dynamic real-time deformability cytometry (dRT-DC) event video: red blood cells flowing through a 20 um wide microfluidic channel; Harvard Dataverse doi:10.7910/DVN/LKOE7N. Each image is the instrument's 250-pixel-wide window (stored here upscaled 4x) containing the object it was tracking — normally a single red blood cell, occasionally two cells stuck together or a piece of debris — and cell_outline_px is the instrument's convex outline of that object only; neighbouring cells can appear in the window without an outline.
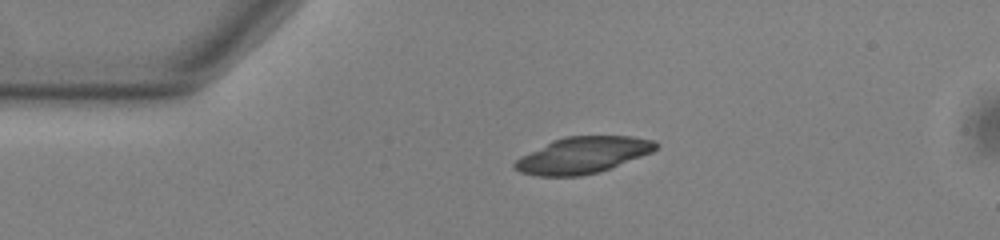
{"species": "common noctule bat (a hibernating species)", "species_latin": "Nyctalus noctula", "temperature_condition": "warm", "stored_images_in_passage": 37, "camera_frame_rate_fps": 3000, "um_per_image_px": 0.085, "animal": {"sex": "male", "body_mass_g": 13.0, "forearm_length_mm": 53.1}, "frame": {"image": 1, "passage_image": 1, "time_ms": 0.0, "image_size_px": [1000, 240], "cell_outline_px": [[656, 148], [652, 152], [600, 172], [580, 176], [536, 176], [520, 172], [512, 168], [512, 164], [520, 156], [552, 140], [564, 136], [632, 136], [652, 140], [656, 144]], "centroid_in_image_um": [49.47, 13.19], "position_along_channel_um": 35.5, "area_um2": 29.94}}
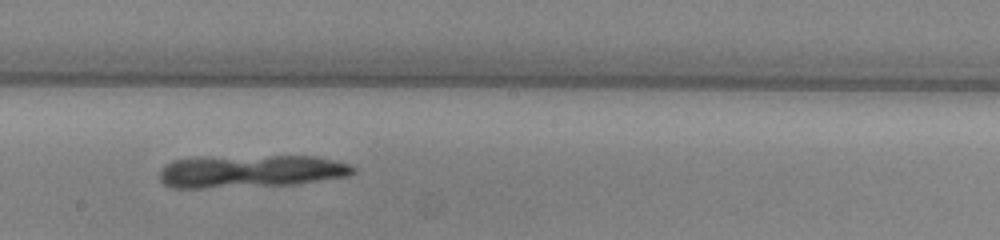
{"frame": {"image": 2, "passage_image": 19, "time_ms": 6.0, "image_size_px": [1000, 240], "cell_outline_px": [[356, 172], [348, 176], [296, 184], [204, 188], [172, 188], [164, 184], [160, 180], [160, 168], [164, 164], [172, 160], [196, 156], [316, 156], [348, 164], [356, 168]], "centroid_in_image_um": [21.24, 14.54], "position_along_channel_um": 227.0, "area_um2": 37.4}}
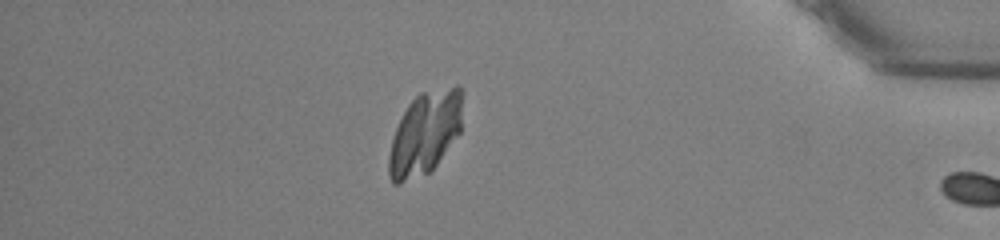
{"frame": {"image": 3, "passage_image": 36, "time_ms": 11.667, "image_size_px": [1000, 240], "cell_outline_px": [[460, 132], [436, 164], [428, 172], [400, 184], [392, 184], [388, 176], [388, 156], [392, 140], [396, 128], [408, 104], [420, 92], [456, 84], [460, 84]], "centroid_in_image_um": [36.08, 11.32], "position_along_channel_um": 399.1, "area_um2": 35.2}}